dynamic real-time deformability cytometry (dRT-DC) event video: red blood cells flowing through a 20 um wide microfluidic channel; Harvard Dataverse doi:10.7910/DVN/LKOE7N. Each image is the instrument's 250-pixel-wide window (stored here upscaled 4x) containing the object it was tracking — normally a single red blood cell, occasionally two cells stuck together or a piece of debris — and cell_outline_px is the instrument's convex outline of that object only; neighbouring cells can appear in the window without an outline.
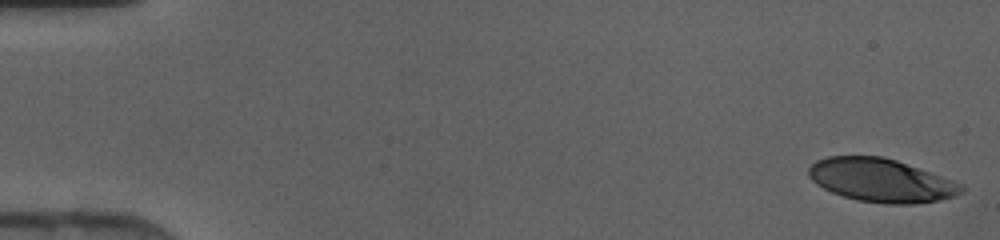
{"species": "human", "species_latin": "Homo sapiens", "temperature_condition": "cold", "stored_images_in_passage": 45, "camera_frame_rate_fps": 3000, "um_per_image_px": 0.085, "donor": {"sex": "female"}, "frame": {"image": 1, "passage_image": 1, "time_ms": 0.0, "image_size_px": [1000, 240], "cell_outline_px": [[964, 192], [956, 196], [940, 200], [912, 204], [884, 204], [856, 200], [832, 192], [816, 184], [808, 176], [808, 168], [816, 160], [828, 156], [884, 156], [896, 160], [964, 184]], "centroid_in_image_um": [74.91, 15.33], "position_along_channel_um": 10.1, "area_um2": 38.73}}
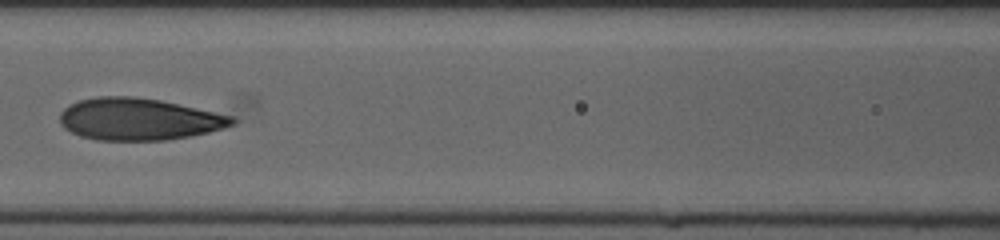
{"frame": {"image": 2, "passage_image": 21, "time_ms": 6.667, "image_size_px": [1000, 240], "cell_outline_px": [[236, 124], [224, 128], [208, 132], [168, 140], [96, 140], [80, 136], [64, 128], [60, 124], [60, 112], [64, 108], [80, 100], [96, 96], [132, 96], [160, 100], [232, 116], [236, 120]], "centroid_in_image_um": [11.78, 10.13], "position_along_channel_um": 154.8, "area_um2": 42.02}}
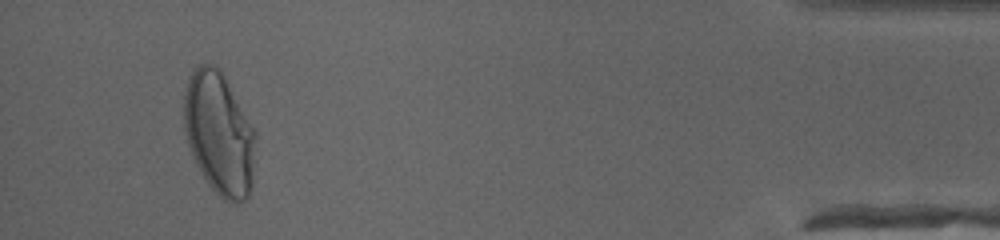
{"frame": {"image": 3, "passage_image": 43, "time_ms": 14.0, "image_size_px": [1000, 240], "cell_outline_px": [[256, 136], [252, 188], [248, 196], [244, 200], [236, 204], [232, 204], [224, 200], [208, 184], [200, 172], [192, 156], [188, 144], [184, 128], [184, 92], [188, 76], [196, 64], [216, 64], [224, 76], [256, 132]], "centroid_in_image_um": [18.62, 11.36], "position_along_channel_um": 416.6, "area_um2": 51.62}}